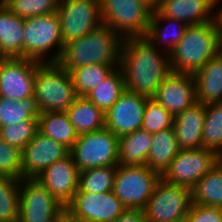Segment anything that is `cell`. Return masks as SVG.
Returning a JSON list of instances; mask_svg holds the SVG:
<instances>
[{
  "label": "cell",
  "mask_w": 222,
  "mask_h": 222,
  "mask_svg": "<svg viewBox=\"0 0 222 222\" xmlns=\"http://www.w3.org/2000/svg\"><path fill=\"white\" fill-rule=\"evenodd\" d=\"M119 67L125 89L149 99L171 73L169 53L157 49L145 37L123 39Z\"/></svg>",
  "instance_id": "cell-1"
},
{
  "label": "cell",
  "mask_w": 222,
  "mask_h": 222,
  "mask_svg": "<svg viewBox=\"0 0 222 222\" xmlns=\"http://www.w3.org/2000/svg\"><path fill=\"white\" fill-rule=\"evenodd\" d=\"M220 51L222 39L214 21L188 25L169 54L171 72L194 75Z\"/></svg>",
  "instance_id": "cell-2"
},
{
  "label": "cell",
  "mask_w": 222,
  "mask_h": 222,
  "mask_svg": "<svg viewBox=\"0 0 222 222\" xmlns=\"http://www.w3.org/2000/svg\"><path fill=\"white\" fill-rule=\"evenodd\" d=\"M123 39L109 26L101 25L64 45L58 61L67 71L91 64L119 65Z\"/></svg>",
  "instance_id": "cell-3"
},
{
  "label": "cell",
  "mask_w": 222,
  "mask_h": 222,
  "mask_svg": "<svg viewBox=\"0 0 222 222\" xmlns=\"http://www.w3.org/2000/svg\"><path fill=\"white\" fill-rule=\"evenodd\" d=\"M34 97L44 113L66 112L78 95L69 71L59 62H45L36 67Z\"/></svg>",
  "instance_id": "cell-4"
},
{
  "label": "cell",
  "mask_w": 222,
  "mask_h": 222,
  "mask_svg": "<svg viewBox=\"0 0 222 222\" xmlns=\"http://www.w3.org/2000/svg\"><path fill=\"white\" fill-rule=\"evenodd\" d=\"M24 58L58 62L64 50L57 12L24 19Z\"/></svg>",
  "instance_id": "cell-5"
},
{
  "label": "cell",
  "mask_w": 222,
  "mask_h": 222,
  "mask_svg": "<svg viewBox=\"0 0 222 222\" xmlns=\"http://www.w3.org/2000/svg\"><path fill=\"white\" fill-rule=\"evenodd\" d=\"M103 25L122 39L144 37L152 9L141 0H99Z\"/></svg>",
  "instance_id": "cell-6"
},
{
  "label": "cell",
  "mask_w": 222,
  "mask_h": 222,
  "mask_svg": "<svg viewBox=\"0 0 222 222\" xmlns=\"http://www.w3.org/2000/svg\"><path fill=\"white\" fill-rule=\"evenodd\" d=\"M119 137L106 127L80 134L70 149L79 172L90 168L117 166Z\"/></svg>",
  "instance_id": "cell-7"
},
{
  "label": "cell",
  "mask_w": 222,
  "mask_h": 222,
  "mask_svg": "<svg viewBox=\"0 0 222 222\" xmlns=\"http://www.w3.org/2000/svg\"><path fill=\"white\" fill-rule=\"evenodd\" d=\"M161 175L147 165H117L112 192L127 209H143Z\"/></svg>",
  "instance_id": "cell-8"
},
{
  "label": "cell",
  "mask_w": 222,
  "mask_h": 222,
  "mask_svg": "<svg viewBox=\"0 0 222 222\" xmlns=\"http://www.w3.org/2000/svg\"><path fill=\"white\" fill-rule=\"evenodd\" d=\"M191 204V189L161 177L143 212L147 222H183Z\"/></svg>",
  "instance_id": "cell-9"
},
{
  "label": "cell",
  "mask_w": 222,
  "mask_h": 222,
  "mask_svg": "<svg viewBox=\"0 0 222 222\" xmlns=\"http://www.w3.org/2000/svg\"><path fill=\"white\" fill-rule=\"evenodd\" d=\"M56 12L59 15L64 45L103 24L99 0H60Z\"/></svg>",
  "instance_id": "cell-10"
},
{
  "label": "cell",
  "mask_w": 222,
  "mask_h": 222,
  "mask_svg": "<svg viewBox=\"0 0 222 222\" xmlns=\"http://www.w3.org/2000/svg\"><path fill=\"white\" fill-rule=\"evenodd\" d=\"M216 164L218 154L213 150H180L161 177L168 183L192 189Z\"/></svg>",
  "instance_id": "cell-11"
},
{
  "label": "cell",
  "mask_w": 222,
  "mask_h": 222,
  "mask_svg": "<svg viewBox=\"0 0 222 222\" xmlns=\"http://www.w3.org/2000/svg\"><path fill=\"white\" fill-rule=\"evenodd\" d=\"M62 207L36 178L20 179L18 222H45Z\"/></svg>",
  "instance_id": "cell-12"
},
{
  "label": "cell",
  "mask_w": 222,
  "mask_h": 222,
  "mask_svg": "<svg viewBox=\"0 0 222 222\" xmlns=\"http://www.w3.org/2000/svg\"><path fill=\"white\" fill-rule=\"evenodd\" d=\"M40 62L27 58H0V96L13 101L34 96V78Z\"/></svg>",
  "instance_id": "cell-13"
},
{
  "label": "cell",
  "mask_w": 222,
  "mask_h": 222,
  "mask_svg": "<svg viewBox=\"0 0 222 222\" xmlns=\"http://www.w3.org/2000/svg\"><path fill=\"white\" fill-rule=\"evenodd\" d=\"M68 207L83 222H113L127 210L112 191L94 194L79 188Z\"/></svg>",
  "instance_id": "cell-14"
},
{
  "label": "cell",
  "mask_w": 222,
  "mask_h": 222,
  "mask_svg": "<svg viewBox=\"0 0 222 222\" xmlns=\"http://www.w3.org/2000/svg\"><path fill=\"white\" fill-rule=\"evenodd\" d=\"M69 154L67 147L38 131L21 150L22 178H37L47 167Z\"/></svg>",
  "instance_id": "cell-15"
},
{
  "label": "cell",
  "mask_w": 222,
  "mask_h": 222,
  "mask_svg": "<svg viewBox=\"0 0 222 222\" xmlns=\"http://www.w3.org/2000/svg\"><path fill=\"white\" fill-rule=\"evenodd\" d=\"M148 99L125 90L116 103L105 113V127L118 137L140 129Z\"/></svg>",
  "instance_id": "cell-16"
},
{
  "label": "cell",
  "mask_w": 222,
  "mask_h": 222,
  "mask_svg": "<svg viewBox=\"0 0 222 222\" xmlns=\"http://www.w3.org/2000/svg\"><path fill=\"white\" fill-rule=\"evenodd\" d=\"M152 99L176 117L197 102L194 75L171 72Z\"/></svg>",
  "instance_id": "cell-17"
},
{
  "label": "cell",
  "mask_w": 222,
  "mask_h": 222,
  "mask_svg": "<svg viewBox=\"0 0 222 222\" xmlns=\"http://www.w3.org/2000/svg\"><path fill=\"white\" fill-rule=\"evenodd\" d=\"M36 179L65 206L78 190L79 170L69 154L47 167Z\"/></svg>",
  "instance_id": "cell-18"
},
{
  "label": "cell",
  "mask_w": 222,
  "mask_h": 222,
  "mask_svg": "<svg viewBox=\"0 0 222 222\" xmlns=\"http://www.w3.org/2000/svg\"><path fill=\"white\" fill-rule=\"evenodd\" d=\"M205 119V104L195 102L174 117L173 128L180 150L203 148L202 130Z\"/></svg>",
  "instance_id": "cell-19"
},
{
  "label": "cell",
  "mask_w": 222,
  "mask_h": 222,
  "mask_svg": "<svg viewBox=\"0 0 222 222\" xmlns=\"http://www.w3.org/2000/svg\"><path fill=\"white\" fill-rule=\"evenodd\" d=\"M214 0H163L156 9L162 16L187 25L214 21Z\"/></svg>",
  "instance_id": "cell-20"
},
{
  "label": "cell",
  "mask_w": 222,
  "mask_h": 222,
  "mask_svg": "<svg viewBox=\"0 0 222 222\" xmlns=\"http://www.w3.org/2000/svg\"><path fill=\"white\" fill-rule=\"evenodd\" d=\"M187 27L183 21L164 17L157 10H153L144 37L157 49L170 54L184 36Z\"/></svg>",
  "instance_id": "cell-21"
},
{
  "label": "cell",
  "mask_w": 222,
  "mask_h": 222,
  "mask_svg": "<svg viewBox=\"0 0 222 222\" xmlns=\"http://www.w3.org/2000/svg\"><path fill=\"white\" fill-rule=\"evenodd\" d=\"M24 18L0 1V58H24Z\"/></svg>",
  "instance_id": "cell-22"
},
{
  "label": "cell",
  "mask_w": 222,
  "mask_h": 222,
  "mask_svg": "<svg viewBox=\"0 0 222 222\" xmlns=\"http://www.w3.org/2000/svg\"><path fill=\"white\" fill-rule=\"evenodd\" d=\"M194 78L197 102H222V51L199 69Z\"/></svg>",
  "instance_id": "cell-23"
},
{
  "label": "cell",
  "mask_w": 222,
  "mask_h": 222,
  "mask_svg": "<svg viewBox=\"0 0 222 222\" xmlns=\"http://www.w3.org/2000/svg\"><path fill=\"white\" fill-rule=\"evenodd\" d=\"M153 142L146 165L161 176L180 151L174 128H167L152 134Z\"/></svg>",
  "instance_id": "cell-24"
},
{
  "label": "cell",
  "mask_w": 222,
  "mask_h": 222,
  "mask_svg": "<svg viewBox=\"0 0 222 222\" xmlns=\"http://www.w3.org/2000/svg\"><path fill=\"white\" fill-rule=\"evenodd\" d=\"M152 142V134L142 128L119 137L118 164L146 165Z\"/></svg>",
  "instance_id": "cell-25"
},
{
  "label": "cell",
  "mask_w": 222,
  "mask_h": 222,
  "mask_svg": "<svg viewBox=\"0 0 222 222\" xmlns=\"http://www.w3.org/2000/svg\"><path fill=\"white\" fill-rule=\"evenodd\" d=\"M66 113L78 135L105 128V113L86 97H78Z\"/></svg>",
  "instance_id": "cell-26"
},
{
  "label": "cell",
  "mask_w": 222,
  "mask_h": 222,
  "mask_svg": "<svg viewBox=\"0 0 222 222\" xmlns=\"http://www.w3.org/2000/svg\"><path fill=\"white\" fill-rule=\"evenodd\" d=\"M38 127L40 133L59 142L69 150L79 136L66 112L40 113Z\"/></svg>",
  "instance_id": "cell-27"
},
{
  "label": "cell",
  "mask_w": 222,
  "mask_h": 222,
  "mask_svg": "<svg viewBox=\"0 0 222 222\" xmlns=\"http://www.w3.org/2000/svg\"><path fill=\"white\" fill-rule=\"evenodd\" d=\"M192 203L222 208V165L216 164L191 189Z\"/></svg>",
  "instance_id": "cell-28"
},
{
  "label": "cell",
  "mask_w": 222,
  "mask_h": 222,
  "mask_svg": "<svg viewBox=\"0 0 222 222\" xmlns=\"http://www.w3.org/2000/svg\"><path fill=\"white\" fill-rule=\"evenodd\" d=\"M125 90L123 72L118 66L85 97L106 113Z\"/></svg>",
  "instance_id": "cell-29"
},
{
  "label": "cell",
  "mask_w": 222,
  "mask_h": 222,
  "mask_svg": "<svg viewBox=\"0 0 222 222\" xmlns=\"http://www.w3.org/2000/svg\"><path fill=\"white\" fill-rule=\"evenodd\" d=\"M119 65L91 64L70 70L78 97H85Z\"/></svg>",
  "instance_id": "cell-30"
},
{
  "label": "cell",
  "mask_w": 222,
  "mask_h": 222,
  "mask_svg": "<svg viewBox=\"0 0 222 222\" xmlns=\"http://www.w3.org/2000/svg\"><path fill=\"white\" fill-rule=\"evenodd\" d=\"M39 116L40 112L34 96L17 101L0 96V127L18 124L31 117Z\"/></svg>",
  "instance_id": "cell-31"
},
{
  "label": "cell",
  "mask_w": 222,
  "mask_h": 222,
  "mask_svg": "<svg viewBox=\"0 0 222 222\" xmlns=\"http://www.w3.org/2000/svg\"><path fill=\"white\" fill-rule=\"evenodd\" d=\"M202 143L217 154L222 150V102L205 104Z\"/></svg>",
  "instance_id": "cell-32"
},
{
  "label": "cell",
  "mask_w": 222,
  "mask_h": 222,
  "mask_svg": "<svg viewBox=\"0 0 222 222\" xmlns=\"http://www.w3.org/2000/svg\"><path fill=\"white\" fill-rule=\"evenodd\" d=\"M117 166L90 168L79 172L78 188L88 193H103L113 189Z\"/></svg>",
  "instance_id": "cell-33"
},
{
  "label": "cell",
  "mask_w": 222,
  "mask_h": 222,
  "mask_svg": "<svg viewBox=\"0 0 222 222\" xmlns=\"http://www.w3.org/2000/svg\"><path fill=\"white\" fill-rule=\"evenodd\" d=\"M20 179L0 176V222H18Z\"/></svg>",
  "instance_id": "cell-34"
},
{
  "label": "cell",
  "mask_w": 222,
  "mask_h": 222,
  "mask_svg": "<svg viewBox=\"0 0 222 222\" xmlns=\"http://www.w3.org/2000/svg\"><path fill=\"white\" fill-rule=\"evenodd\" d=\"M38 128V118L31 117L18 124L0 127V137L11 146L22 150L35 137Z\"/></svg>",
  "instance_id": "cell-35"
},
{
  "label": "cell",
  "mask_w": 222,
  "mask_h": 222,
  "mask_svg": "<svg viewBox=\"0 0 222 222\" xmlns=\"http://www.w3.org/2000/svg\"><path fill=\"white\" fill-rule=\"evenodd\" d=\"M12 13L20 18H30L56 12L58 0H1Z\"/></svg>",
  "instance_id": "cell-36"
},
{
  "label": "cell",
  "mask_w": 222,
  "mask_h": 222,
  "mask_svg": "<svg viewBox=\"0 0 222 222\" xmlns=\"http://www.w3.org/2000/svg\"><path fill=\"white\" fill-rule=\"evenodd\" d=\"M174 116L150 98L146 101L141 128L150 134L173 127Z\"/></svg>",
  "instance_id": "cell-37"
},
{
  "label": "cell",
  "mask_w": 222,
  "mask_h": 222,
  "mask_svg": "<svg viewBox=\"0 0 222 222\" xmlns=\"http://www.w3.org/2000/svg\"><path fill=\"white\" fill-rule=\"evenodd\" d=\"M0 176L22 178L21 150L0 137Z\"/></svg>",
  "instance_id": "cell-38"
},
{
  "label": "cell",
  "mask_w": 222,
  "mask_h": 222,
  "mask_svg": "<svg viewBox=\"0 0 222 222\" xmlns=\"http://www.w3.org/2000/svg\"><path fill=\"white\" fill-rule=\"evenodd\" d=\"M183 222H222V208L192 203Z\"/></svg>",
  "instance_id": "cell-39"
},
{
  "label": "cell",
  "mask_w": 222,
  "mask_h": 222,
  "mask_svg": "<svg viewBox=\"0 0 222 222\" xmlns=\"http://www.w3.org/2000/svg\"><path fill=\"white\" fill-rule=\"evenodd\" d=\"M113 222H147L143 209H127Z\"/></svg>",
  "instance_id": "cell-40"
},
{
  "label": "cell",
  "mask_w": 222,
  "mask_h": 222,
  "mask_svg": "<svg viewBox=\"0 0 222 222\" xmlns=\"http://www.w3.org/2000/svg\"><path fill=\"white\" fill-rule=\"evenodd\" d=\"M56 222H83L69 207L63 206L56 214Z\"/></svg>",
  "instance_id": "cell-41"
},
{
  "label": "cell",
  "mask_w": 222,
  "mask_h": 222,
  "mask_svg": "<svg viewBox=\"0 0 222 222\" xmlns=\"http://www.w3.org/2000/svg\"><path fill=\"white\" fill-rule=\"evenodd\" d=\"M214 23L222 39V3L214 5Z\"/></svg>",
  "instance_id": "cell-42"
},
{
  "label": "cell",
  "mask_w": 222,
  "mask_h": 222,
  "mask_svg": "<svg viewBox=\"0 0 222 222\" xmlns=\"http://www.w3.org/2000/svg\"><path fill=\"white\" fill-rule=\"evenodd\" d=\"M152 10H156L162 3L163 0H141Z\"/></svg>",
  "instance_id": "cell-43"
},
{
  "label": "cell",
  "mask_w": 222,
  "mask_h": 222,
  "mask_svg": "<svg viewBox=\"0 0 222 222\" xmlns=\"http://www.w3.org/2000/svg\"><path fill=\"white\" fill-rule=\"evenodd\" d=\"M218 163L222 165V150L218 153Z\"/></svg>",
  "instance_id": "cell-44"
},
{
  "label": "cell",
  "mask_w": 222,
  "mask_h": 222,
  "mask_svg": "<svg viewBox=\"0 0 222 222\" xmlns=\"http://www.w3.org/2000/svg\"><path fill=\"white\" fill-rule=\"evenodd\" d=\"M45 222H56V215L48 220H46Z\"/></svg>",
  "instance_id": "cell-45"
},
{
  "label": "cell",
  "mask_w": 222,
  "mask_h": 222,
  "mask_svg": "<svg viewBox=\"0 0 222 222\" xmlns=\"http://www.w3.org/2000/svg\"><path fill=\"white\" fill-rule=\"evenodd\" d=\"M214 3H222V0H214Z\"/></svg>",
  "instance_id": "cell-46"
}]
</instances>
